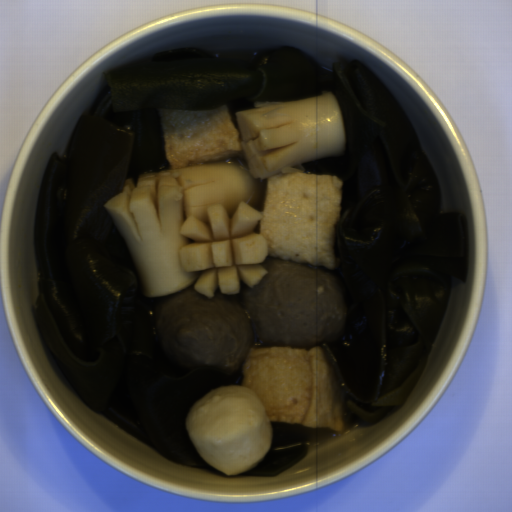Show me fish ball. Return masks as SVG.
Returning a JSON list of instances; mask_svg holds the SVG:
<instances>
[{"label": "fish ball", "mask_w": 512, "mask_h": 512, "mask_svg": "<svg viewBox=\"0 0 512 512\" xmlns=\"http://www.w3.org/2000/svg\"><path fill=\"white\" fill-rule=\"evenodd\" d=\"M342 179L284 168L266 179L260 233L266 257L337 267Z\"/></svg>", "instance_id": "2"}, {"label": "fish ball", "mask_w": 512, "mask_h": 512, "mask_svg": "<svg viewBox=\"0 0 512 512\" xmlns=\"http://www.w3.org/2000/svg\"><path fill=\"white\" fill-rule=\"evenodd\" d=\"M163 151L172 169H186L239 155L240 135L225 106L214 110L158 111Z\"/></svg>", "instance_id": "3"}, {"label": "fish ball", "mask_w": 512, "mask_h": 512, "mask_svg": "<svg viewBox=\"0 0 512 512\" xmlns=\"http://www.w3.org/2000/svg\"><path fill=\"white\" fill-rule=\"evenodd\" d=\"M348 409L322 344L248 350L242 383L221 384L194 401L185 429L205 462L241 473L270 453L276 423L344 431Z\"/></svg>", "instance_id": "1"}]
</instances>
